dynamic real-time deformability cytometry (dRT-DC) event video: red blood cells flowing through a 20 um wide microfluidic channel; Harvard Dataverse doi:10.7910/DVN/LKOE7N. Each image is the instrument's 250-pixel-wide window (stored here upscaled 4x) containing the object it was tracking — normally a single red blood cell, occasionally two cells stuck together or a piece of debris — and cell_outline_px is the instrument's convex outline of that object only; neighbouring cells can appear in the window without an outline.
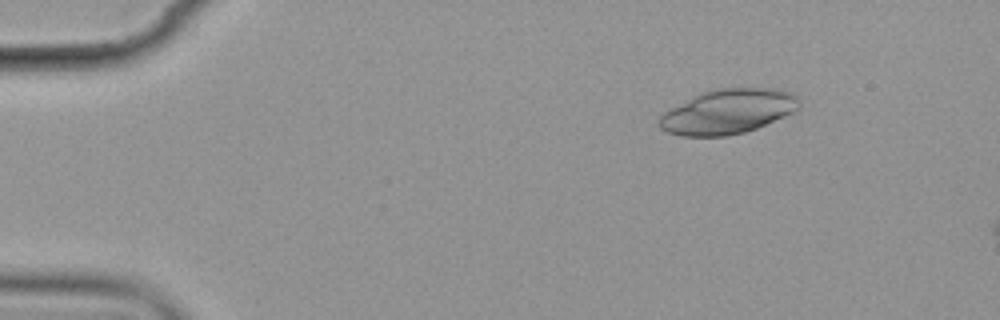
{"species": "common noctule bat (a hibernating species)", "species_latin": "Nyctalus noctula", "temperature_condition": "cold", "stored_images_in_passage": 4, "camera_frame_rate_fps": 3000, "um_per_image_px": 0.085, "animal": {"sex": "female", "body_mass_g": 19.9}, "frame": {"image": 1, "passage_image": 1, "time_ms": 0.0, "image_size_px": [1000, 320], "cell_outline_px": [[800, 108], [784, 116], [756, 128], [744, 132], [728, 136], [680, 136], [668, 132], [660, 128], [656, 124], [660, 116], [664, 112], [692, 96], [700, 92], [712, 88], [768, 88], [792, 92], [800, 100]], "centroid_in_image_um": [61.84, 9.47], "position_along_channel_um": 23.2, "area_um2": 36.53}}